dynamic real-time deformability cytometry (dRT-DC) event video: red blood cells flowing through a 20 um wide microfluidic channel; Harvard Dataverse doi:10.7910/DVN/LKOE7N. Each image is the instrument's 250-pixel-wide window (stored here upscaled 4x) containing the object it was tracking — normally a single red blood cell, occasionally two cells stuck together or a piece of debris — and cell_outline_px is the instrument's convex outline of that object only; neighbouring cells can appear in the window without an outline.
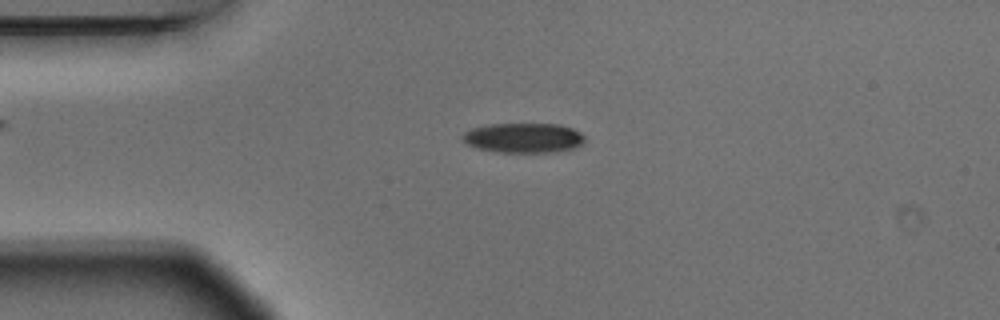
{"species": "Egyptian fruit bat (a non-hibernating species)", "species_latin": "Rousettus aegyptiacus", "temperature_condition": "warm", "stored_images_in_passage": 7, "camera_frame_rate_fps": 3000, "um_per_image_px": 0.085, "animal": {"sex": "male"}, "frame": {"image": 1, "passage_image": 3, "time_ms": 0.667, "image_size_px": [1000, 320], "cell_outline_px": [[584, 144], [576, 148], [552, 152], [500, 152], [476, 148], [468, 144], [460, 136], [464, 132], [472, 128], [488, 124], [560, 124], [572, 128], [580, 132], [584, 136]], "centroid_in_image_um": [44.52, 11.71], "position_along_channel_um": 40.5, "area_um2": 21.33}}
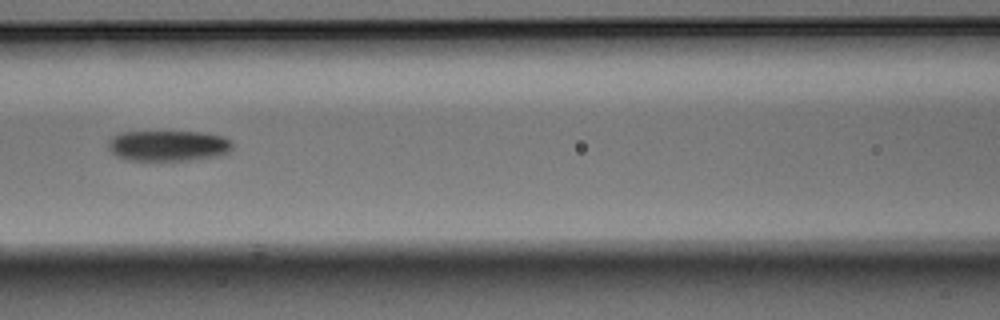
{"frame": {"image": 2, "passage_image": 6, "time_ms": 1.667, "image_size_px": [1000, 320], "cell_outline_px": [[232, 148], [228, 152], [220, 156], [196, 160], [124, 160], [116, 156], [108, 148], [108, 140], [112, 136], [120, 132], [204, 132], [224, 136], [232, 140]], "centroid_in_image_um": [14.32, 12.39], "position_along_channel_um": 152.3, "area_um2": 22.6}}
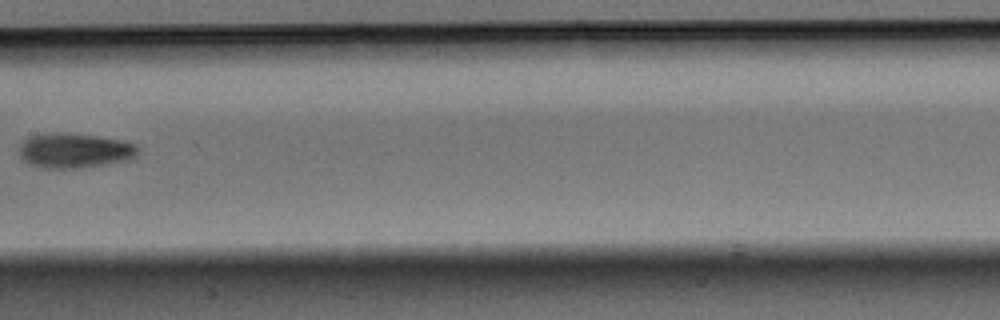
{"frame": {"image": 3, "passage_image": 7, "time_ms": 2.0, "image_size_px": [1000, 320], "cell_outline_px": [[140, 148], [128, 160], [80, 168], [44, 168], [32, 164], [24, 160], [20, 156], [20, 144], [28, 136], [60, 132], [96, 136], [124, 140], [136, 144]], "centroid_in_image_um": [6.33, 12.79], "position_along_channel_um": 201.1, "area_um2": 23.87}}